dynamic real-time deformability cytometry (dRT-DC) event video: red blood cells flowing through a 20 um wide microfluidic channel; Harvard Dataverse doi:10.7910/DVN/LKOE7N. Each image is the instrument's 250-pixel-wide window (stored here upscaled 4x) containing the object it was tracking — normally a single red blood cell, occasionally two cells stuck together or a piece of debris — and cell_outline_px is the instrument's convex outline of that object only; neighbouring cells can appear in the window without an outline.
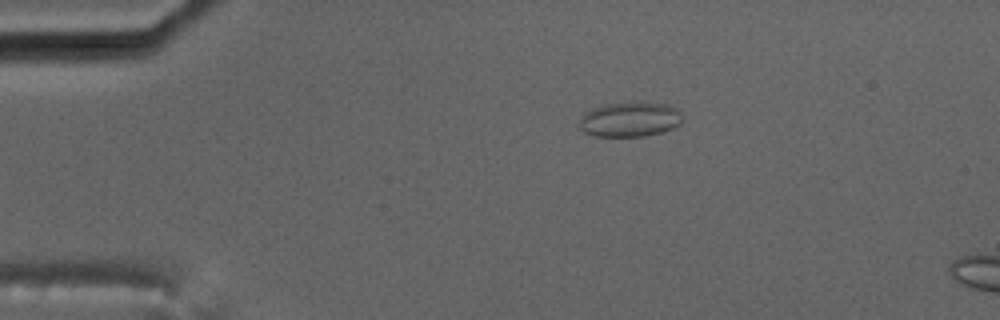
{"species": "common noctule bat (a hibernating species)", "species_latin": "Nyctalus noctula", "temperature_condition": "cold", "stored_images_in_passage": 4, "camera_frame_rate_fps": 3000, "um_per_image_px": 0.085, "animal": {"sex": "male", "body_mass_g": 17.5, "forearm_length_mm": 52.3}, "frame": {"image": 1, "passage_image": 3, "time_ms": 2.667, "image_size_px": [1000, 320], "cell_outline_px": [[680, 124], [672, 128], [660, 132], [644, 136], [592, 136], [584, 132], [580, 128], [580, 116], [584, 112], [592, 108], [604, 104], [640, 100], [668, 104], [676, 108], [680, 112]], "centroid_in_image_um": [53.51, 10.11], "position_along_channel_um": 31.5, "area_um2": 21.33}}